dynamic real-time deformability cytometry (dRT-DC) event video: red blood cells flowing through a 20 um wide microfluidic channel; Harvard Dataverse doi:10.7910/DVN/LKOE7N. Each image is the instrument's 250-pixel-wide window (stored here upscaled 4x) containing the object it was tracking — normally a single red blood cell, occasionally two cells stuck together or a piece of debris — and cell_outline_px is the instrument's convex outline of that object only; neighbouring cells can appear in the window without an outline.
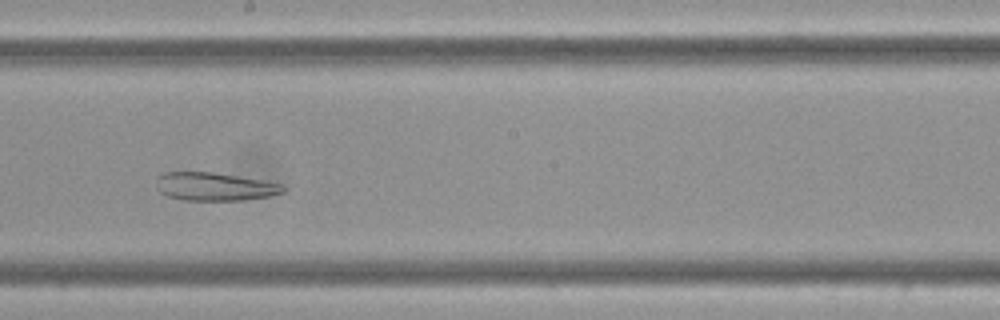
{"species": "Egyptian fruit bat (a non-hibernating species)", "species_latin": "Rousettus aegyptiacus", "temperature_condition": "cold", "stored_images_in_passage": 8, "camera_frame_rate_fps": 3000, "um_per_image_px": 0.085, "frame": {"image": 1, "passage_image": 8, "time_ms": 2.333, "image_size_px": [1000, 320], "cell_outline_px": [[288, 188], [284, 192], [268, 196], [244, 200], [184, 200], [168, 196], [160, 192], [156, 188], [156, 176], [164, 172], [212, 172], [260, 180], [280, 184]], "centroid_in_image_um": [18.2, 15.86], "position_along_channel_um": 230.0, "area_um2": 20.75}}